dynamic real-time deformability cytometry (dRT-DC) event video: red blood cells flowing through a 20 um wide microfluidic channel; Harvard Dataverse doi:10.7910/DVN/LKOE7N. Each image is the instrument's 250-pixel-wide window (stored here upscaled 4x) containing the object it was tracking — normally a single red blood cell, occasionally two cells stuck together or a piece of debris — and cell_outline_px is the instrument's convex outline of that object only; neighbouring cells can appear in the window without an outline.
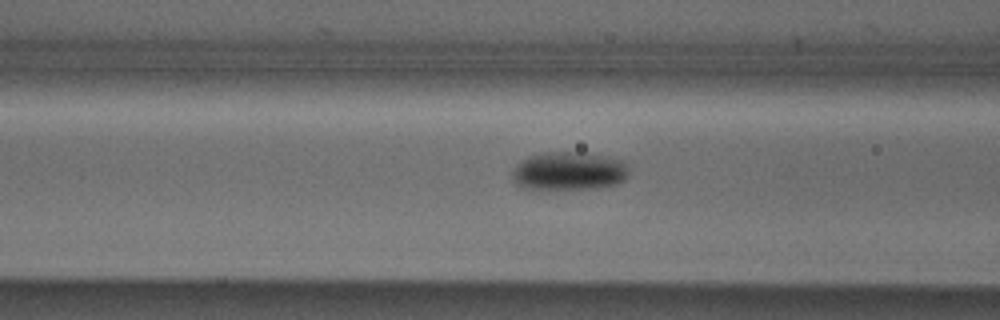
{"species": "Egyptian fruit bat (a non-hibernating species)", "species_latin": "Rousettus aegyptiacus", "temperature_condition": "cold", "stored_images_in_passage": 13, "camera_frame_rate_fps": 3000, "um_per_image_px": 0.085, "animal": {"sex": "male"}, "frame": {"image": 1, "passage_image": 11, "time_ms": 3.333, "image_size_px": [1000, 320], "cell_outline_px": [[628, 172], [624, 180], [616, 184], [596, 188], [532, 192], [516, 184], [512, 180], [512, 172], [516, 164], [520, 160], [528, 156], [540, 152], [584, 152], [624, 160], [628, 164]], "centroid_in_image_um": [48.29, 14.57], "position_along_channel_um": 118.3, "area_um2": 27.22}}